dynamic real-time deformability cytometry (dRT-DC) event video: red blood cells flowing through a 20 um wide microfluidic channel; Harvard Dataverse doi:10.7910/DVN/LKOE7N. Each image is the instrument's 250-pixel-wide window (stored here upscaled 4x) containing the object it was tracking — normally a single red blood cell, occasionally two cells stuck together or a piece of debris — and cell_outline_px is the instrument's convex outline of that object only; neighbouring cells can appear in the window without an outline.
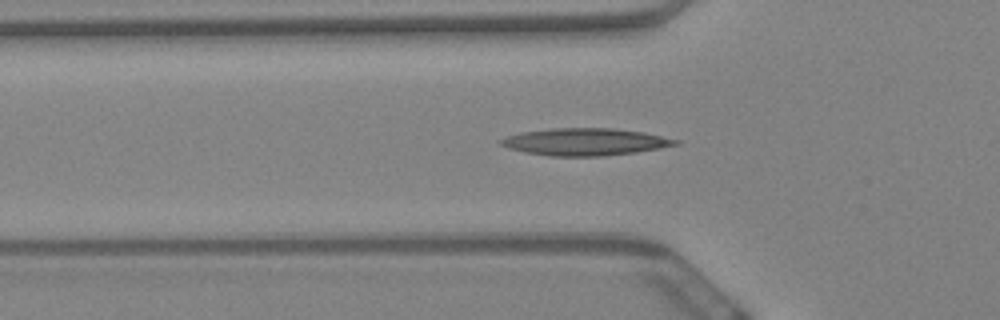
{"species": "Egyptian fruit bat (a non-hibernating species)", "species_latin": "Rousettus aegyptiacus", "temperature_condition": "warm", "stored_images_in_passage": 54, "camera_frame_rate_fps": 3000, "um_per_image_px": 0.085, "animal": {"sex": "female"}, "frame": {"image": 1, "passage_image": 16, "time_ms": 5.0, "image_size_px": [1000, 320], "cell_outline_px": [[680, 144], [660, 148], [636, 152], [604, 156], [548, 156], [524, 152], [508, 148], [500, 144], [496, 140], [520, 132], [552, 128], [612, 128], [644, 132], [680, 140]], "centroid_in_image_um": [49.72, 12.06], "position_along_channel_um": 76.1, "area_um2": 27.86}}
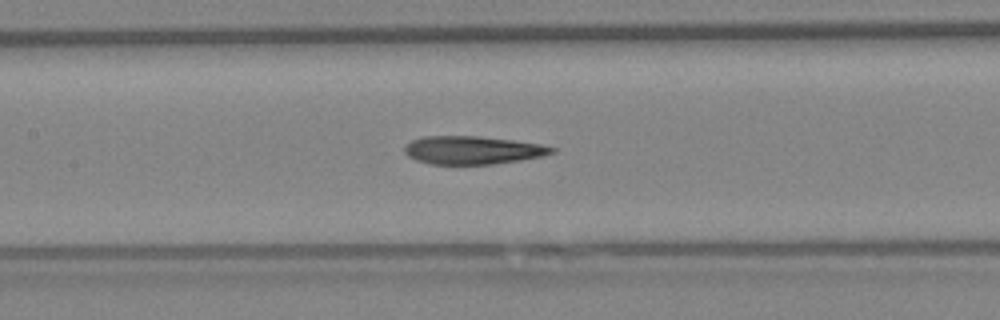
{"frame": {"image": 2, "passage_image": 24, "time_ms": 7.667, "image_size_px": [1000, 320], "cell_outline_px": [[556, 152], [540, 156], [520, 160], [492, 164], [428, 164], [416, 160], [408, 156], [404, 152], [404, 148], [412, 140], [424, 136], [476, 136], [512, 140], [540, 144], [556, 148]], "centroid_in_image_um": [40.15, 12.76], "position_along_channel_um": 167.2, "area_um2": 23.99}}
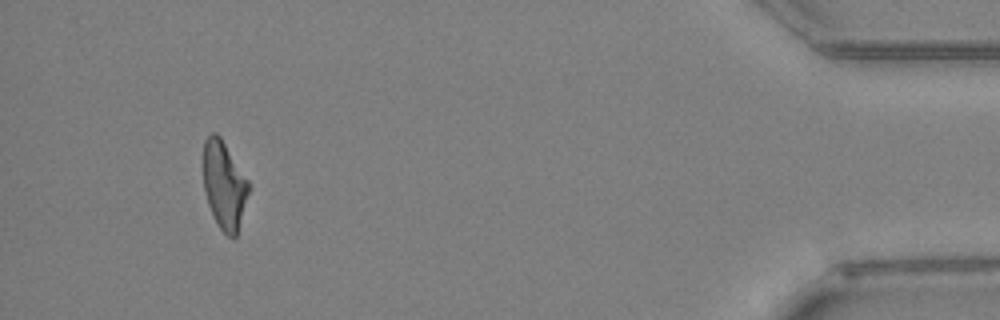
{"frame": {"image": 3, "passage_image": 52, "time_ms": 17.0, "image_size_px": [1000, 320], "cell_outline_px": [[252, 188], [236, 236], [232, 240], [220, 228], [208, 204], [204, 192], [204, 140], [212, 132], [216, 132], [220, 136], [248, 180]], "centroid_in_image_um": [19.09, 15.75], "position_along_channel_um": 416.1, "area_um2": 23.29}, "authors_computed_cell_mechanics": {"area_um2": 24.9118, "velocity_mm_per_s": 3.4005, "shape_relaxation_time_tau1_ms": null, "shape_relaxation_time_tau2_ms": 2.9578, "deformation_change_tau1": null, "deformation_change_tau2": 0.1364}}